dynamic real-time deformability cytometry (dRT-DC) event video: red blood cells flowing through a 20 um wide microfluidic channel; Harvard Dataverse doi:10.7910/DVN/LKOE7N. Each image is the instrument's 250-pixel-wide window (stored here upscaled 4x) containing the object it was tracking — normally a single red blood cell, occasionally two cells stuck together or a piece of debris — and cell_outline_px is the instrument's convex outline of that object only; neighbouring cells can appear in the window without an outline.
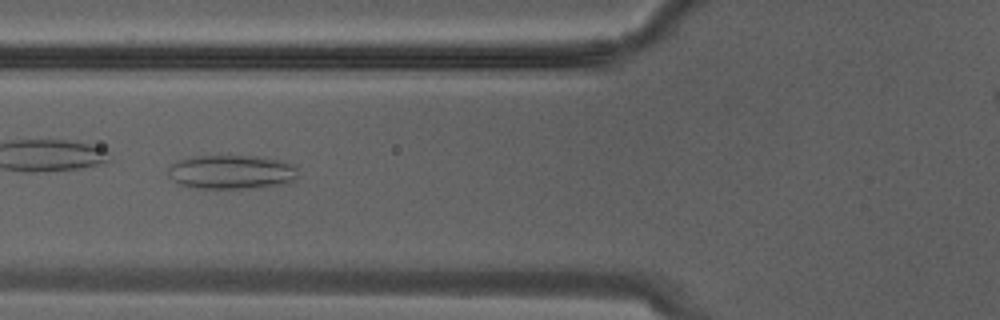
{"species": "Egyptian fruit bat (a non-hibernating species)", "species_latin": "Rousettus aegyptiacus", "temperature_condition": "warm", "stored_images_in_passage": 21, "camera_frame_rate_fps": 3000, "um_per_image_px": 0.085, "animal": {"sex": "male"}, "frame": {"image": 1, "passage_image": 4, "time_ms": 1.0, "image_size_px": [1000, 320], "cell_outline_px": [[296, 180], [288, 184], [240, 188], [196, 188], [180, 184], [168, 176], [168, 168], [172, 164], [180, 160], [192, 156], [252, 156], [280, 160], [296, 164]], "centroid_in_image_um": [19.7, 14.62], "position_along_channel_um": 106.1, "area_um2": 25.72}}